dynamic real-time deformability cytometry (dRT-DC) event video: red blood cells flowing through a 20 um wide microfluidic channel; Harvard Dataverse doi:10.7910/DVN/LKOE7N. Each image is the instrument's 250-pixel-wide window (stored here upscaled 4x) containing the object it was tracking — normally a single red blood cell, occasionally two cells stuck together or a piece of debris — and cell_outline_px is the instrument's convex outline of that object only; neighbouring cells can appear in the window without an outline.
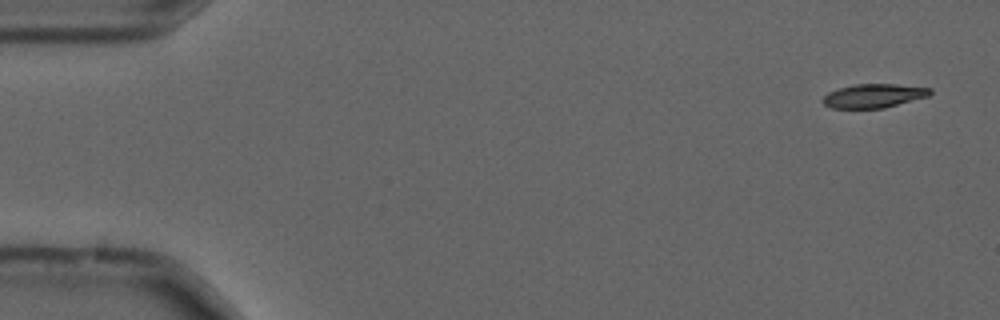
{"species": "common noctule bat (a hibernating species)", "species_latin": "Nyctalus noctula", "temperature_condition": "cold", "stored_images_in_passage": 54, "camera_frame_rate_fps": 3000, "um_per_image_px": 0.085, "animal": {"sex": "male", "forearm_length_mm": 52.5}, "frame": {"image": 1, "passage_image": 1, "time_ms": 0.0, "image_size_px": [1000, 320], "cell_outline_px": [[932, 92], [928, 96], [884, 108], [832, 108], [824, 104], [820, 100], [828, 92], [852, 84], [896, 84], [932, 88]], "centroid_in_image_um": [74.25, 8.14], "position_along_channel_um": 10.7, "area_um2": 14.91}}
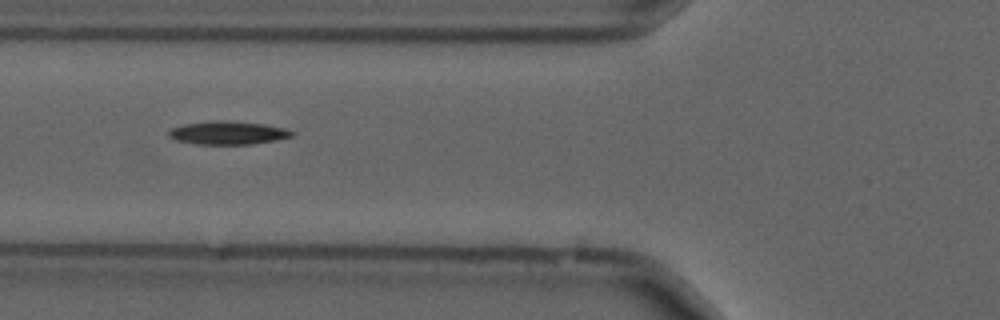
{"frame": {"image": 2, "passage_image": 19, "time_ms": 6.0, "image_size_px": [1000, 320], "cell_outline_px": [[296, 132], [292, 136], [276, 140], [252, 144], [196, 144], [176, 140], [168, 136], [168, 132], [172, 128], [184, 124], [216, 120], [220, 120], [264, 124], [288, 128]], "centroid_in_image_um": [19.41, 11.29], "position_along_channel_um": 106.4, "area_um2": 16.7}}
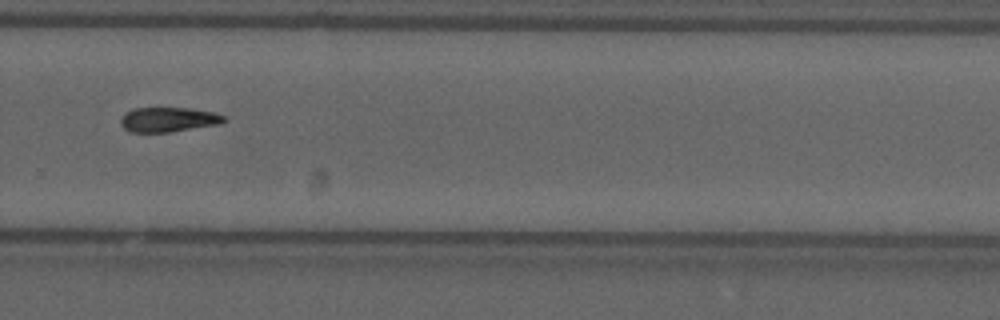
{"frame": {"image": 3, "passage_image": 36, "time_ms": 11.667, "image_size_px": [1000, 320], "cell_outline_px": [[228, 120], [220, 124], [168, 132], [128, 132], [120, 124], [120, 116], [124, 112], [132, 108], [188, 108], [212, 112], [224, 116]], "centroid_in_image_um": [14.25, 10.16], "position_along_channel_um": 315.5, "area_um2": 14.97}, "authors_computed_cell_mechanics": {"area_um2": 15.6638, "velocity_mm_per_s": 3.6941, "shape_relaxation_time_tau1_ms": 4.8874, "shape_relaxation_time_tau2_ms": null, "deformation_change_tau1": 0.1531, "deformation_change_tau2": null}}